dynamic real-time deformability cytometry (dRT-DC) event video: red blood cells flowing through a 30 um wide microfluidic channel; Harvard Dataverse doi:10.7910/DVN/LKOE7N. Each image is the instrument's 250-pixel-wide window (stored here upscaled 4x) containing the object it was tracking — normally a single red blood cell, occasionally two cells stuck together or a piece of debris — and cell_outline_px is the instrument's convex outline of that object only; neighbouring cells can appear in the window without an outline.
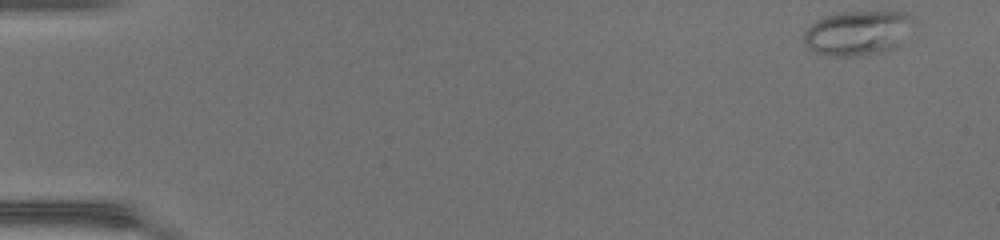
{"species": "common noctule bat (a hibernating species)", "species_latin": "Nyctalus noctula", "temperature_condition": "warm", "stored_images_in_passage": 47, "camera_frame_rate_fps": 3000, "um_per_image_px": 0.085, "animal": {"sex": "female", "body_mass_g": 17.0, "forearm_length_mm": 48.0}, "frame": {"image": 1, "passage_image": 1, "time_ms": 0.0, "image_size_px": [1000, 240], "cell_outline_px": [[916, 20], [900, 44], [896, 48], [884, 52], [856, 56], [828, 56], [816, 52], [808, 48], [804, 40], [804, 32], [816, 20], [828, 16], [844, 12], [904, 12], [912, 16]], "centroid_in_image_um": [72.94, 2.81], "position_along_channel_um": 12.1, "area_um2": 28.5}}
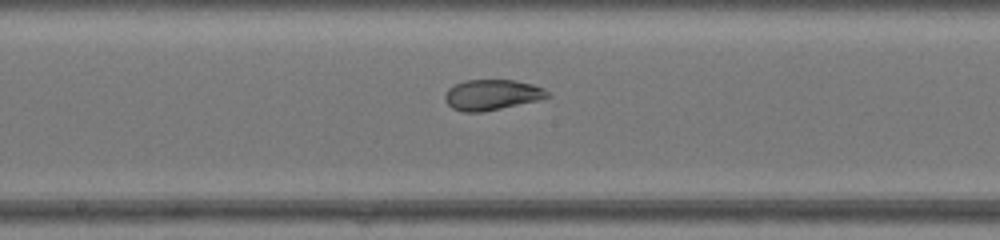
{"frame": {"image": 2, "passage_image": 25, "time_ms": 8.0, "image_size_px": [1000, 240], "cell_outline_px": [[552, 96], [536, 100], [500, 108], [480, 112], [464, 112], [452, 108], [444, 100], [444, 96], [448, 88], [464, 80], [516, 80], [532, 84], [544, 88]], "centroid_in_image_um": [41.79, 8.04], "position_along_channel_um": 206.4, "area_um2": 18.09}}
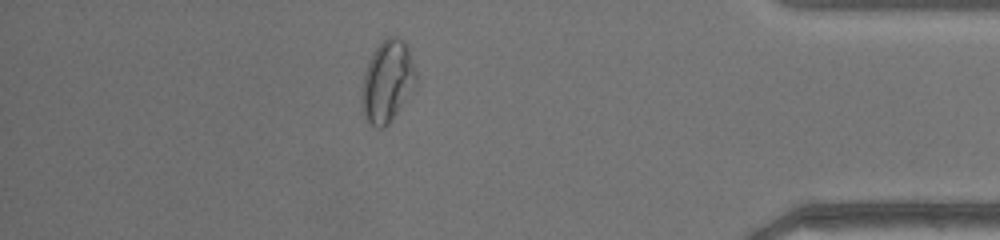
{"frame": {"image": 3, "passage_image": 41, "time_ms": 13.333, "image_size_px": [1000, 240], "cell_outline_px": [[416, 84], [412, 92], [388, 124], [384, 128], [376, 128], [364, 116], [360, 88], [364, 72], [368, 60], [372, 52], [388, 36], [396, 36], [404, 40], [408, 48], [416, 72]], "centroid_in_image_um": [32.91, 6.9], "position_along_channel_um": 402.3, "area_um2": 25.89}, "authors_computed_cell_mechanics": {"area_um2": 23.5246, "velocity_mm_per_s": 4.3389, "shape_relaxation_time_tau1_ms": null, "shape_relaxation_time_tau2_ms": 1.1839, "deformation_change_tau1": null, "deformation_change_tau2": 0.0662}}